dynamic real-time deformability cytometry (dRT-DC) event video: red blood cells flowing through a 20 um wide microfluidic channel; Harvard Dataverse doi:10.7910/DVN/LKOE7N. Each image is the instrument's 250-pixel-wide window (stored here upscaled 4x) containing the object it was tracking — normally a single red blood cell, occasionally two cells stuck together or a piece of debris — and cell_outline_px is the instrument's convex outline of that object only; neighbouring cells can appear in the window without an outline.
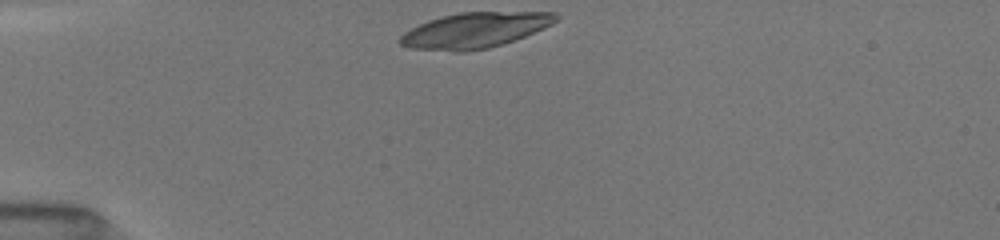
{"species": "common noctule bat (a hibernating species)", "species_latin": "Nyctalus noctula", "temperature_condition": "room temperature", "stored_images_in_passage": 38, "camera_frame_rate_fps": 3000, "um_per_image_px": 0.085, "animal": {"sex": "female", "body_mass_g": 19.5, "forearm_length_mm": 54.1}, "frame": {"image": 1, "passage_image": 1, "time_ms": 0.0, "image_size_px": [1000, 240], "cell_outline_px": [[560, 20], [544, 28], [524, 36], [488, 48], [464, 52], [452, 52], [412, 48], [400, 44], [396, 40], [404, 32], [428, 20], [440, 16], [460, 12], [556, 12], [560, 16]], "centroid_in_image_um": [40.35, 2.57], "position_along_channel_um": 44.6, "area_um2": 32.25}}
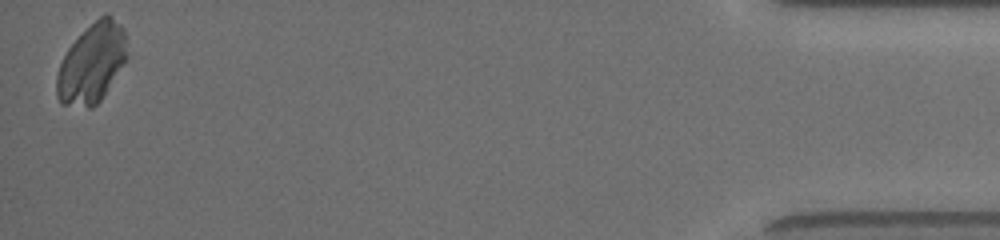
{"frame": {"image": 2, "passage_image": 38, "time_ms": 12.333, "image_size_px": [1000, 240], "cell_outline_px": [[128, 56], [104, 96], [92, 108], [88, 108], [60, 104], [56, 96], [56, 76], [60, 64], [68, 48], [104, 12], [108, 12], [124, 28]], "centroid_in_image_um": [7.81, 5.4], "position_along_channel_um": 427.4, "area_um2": 32.54}}